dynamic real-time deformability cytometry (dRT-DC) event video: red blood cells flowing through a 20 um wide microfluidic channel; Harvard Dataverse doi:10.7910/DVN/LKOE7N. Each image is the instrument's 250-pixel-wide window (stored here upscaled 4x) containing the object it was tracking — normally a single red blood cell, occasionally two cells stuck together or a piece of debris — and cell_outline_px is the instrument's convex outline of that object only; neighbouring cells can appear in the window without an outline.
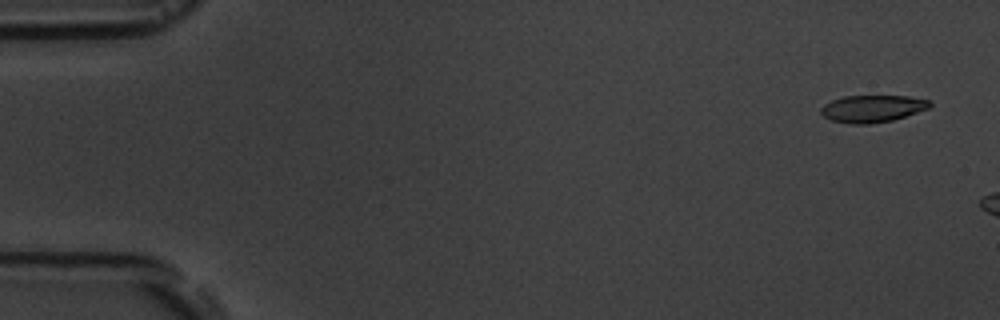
{"species": "common noctule bat (a hibernating species)", "species_latin": "Nyctalus noctula", "temperature_condition": "room temperature", "stored_images_in_passage": 3, "camera_frame_rate_fps": 3000, "um_per_image_px": 0.085, "animal": {"sex": "male", "body_mass_g": 19.5, "forearm_length_mm": 54.6}, "frame": {"image": 1, "passage_image": 1, "time_ms": 0.0, "image_size_px": [1000, 320], "cell_outline_px": [[932, 104], [928, 108], [892, 120], [868, 124], [852, 124], [832, 120], [824, 116], [820, 112], [820, 108], [824, 104], [832, 100], [844, 96], [908, 96], [928, 100]], "centroid_in_image_um": [74.12, 9.23], "position_along_channel_um": 10.9, "area_um2": 16.99}}